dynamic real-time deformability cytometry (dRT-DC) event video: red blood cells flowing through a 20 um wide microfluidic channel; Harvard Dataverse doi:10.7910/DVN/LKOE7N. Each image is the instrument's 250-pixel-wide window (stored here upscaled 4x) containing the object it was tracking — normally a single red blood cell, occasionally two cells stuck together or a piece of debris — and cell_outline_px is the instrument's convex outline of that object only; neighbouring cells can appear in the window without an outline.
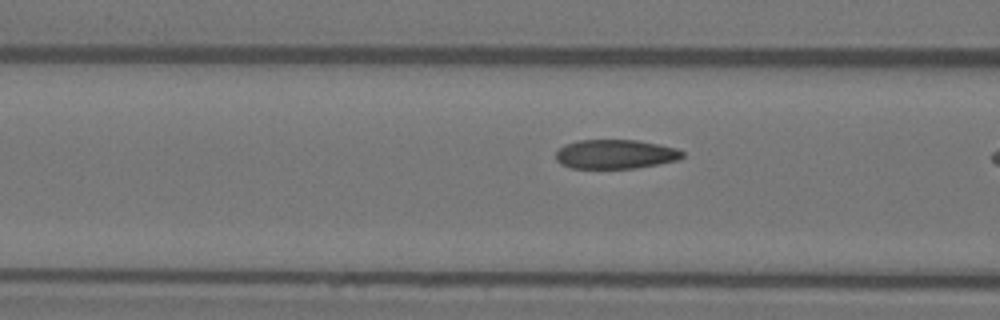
{"species": "Egyptian fruit bat (a non-hibernating species)", "species_latin": "Rousettus aegyptiacus", "temperature_condition": "warm", "stored_images_in_passage": 6, "camera_frame_rate_fps": 3000, "um_per_image_px": 0.085, "animal": {"sex": "female"}, "frame": {"image": 1, "passage_image": 5, "time_ms": 1.333, "image_size_px": [1000, 320], "cell_outline_px": [[684, 156], [680, 160], [660, 164], [636, 168], [572, 168], [560, 164], [556, 160], [556, 152], [564, 144], [580, 140], [636, 140], [660, 144], [676, 148], [684, 152]], "centroid_in_image_um": [52.34, 13.11], "position_along_channel_um": 114.3, "area_um2": 21.73}}